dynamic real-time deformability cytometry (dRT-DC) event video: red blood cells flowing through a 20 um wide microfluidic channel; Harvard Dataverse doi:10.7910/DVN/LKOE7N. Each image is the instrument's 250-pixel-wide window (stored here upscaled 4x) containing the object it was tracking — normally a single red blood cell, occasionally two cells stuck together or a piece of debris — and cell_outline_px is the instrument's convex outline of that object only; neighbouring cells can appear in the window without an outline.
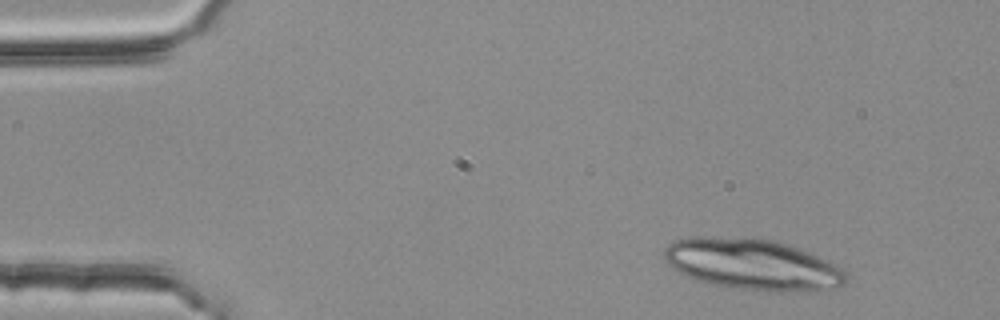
{"species": "common noctule bat (a hibernating species)", "species_latin": "Nyctalus noctula", "temperature_condition": "room temperature", "stored_images_in_passage": 3, "camera_frame_rate_fps": 3000, "um_per_image_px": 0.085, "animal": {"sex": "female", "body_mass_g": 25.1}, "frame": {"image": 1, "passage_image": 1, "time_ms": 0.0, "image_size_px": [1000, 320], "cell_outline_px": [[848, 280], [844, 284], [832, 292], [780, 292], [736, 288], [712, 284], [692, 280], [684, 276], [672, 268], [664, 260], [664, 248], [668, 244], [676, 240], [692, 236], [708, 236], [772, 240], [808, 252], [836, 264], [848, 276]], "centroid_in_image_um": [63.98, 22.52], "position_along_channel_um": 21.0, "area_um2": 54.74}}